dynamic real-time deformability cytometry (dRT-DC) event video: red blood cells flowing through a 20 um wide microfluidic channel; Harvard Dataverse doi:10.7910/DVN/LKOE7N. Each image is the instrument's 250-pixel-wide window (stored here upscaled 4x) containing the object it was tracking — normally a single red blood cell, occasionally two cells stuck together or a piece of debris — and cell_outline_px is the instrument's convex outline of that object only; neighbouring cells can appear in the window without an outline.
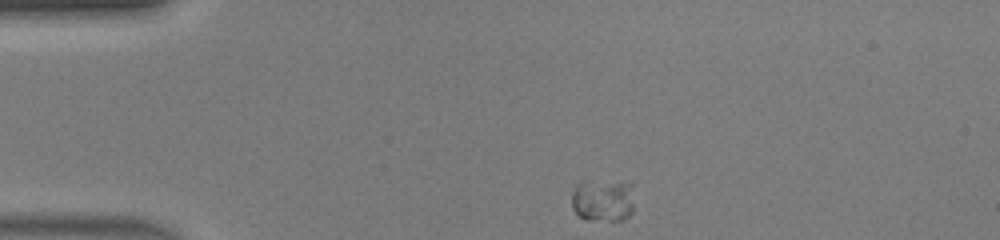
{"species": "human", "species_latin": "Homo sapiens", "temperature_condition": "warm", "stored_images_in_passage": 40, "camera_frame_rate_fps": 3000, "um_per_image_px": 0.085, "donor": {"sex": "male"}, "frame": {"image": 1, "passage_image": 1, "time_ms": 0.0, "image_size_px": [1000, 240], "cell_outline_px": [[632, 212], [624, 220], [588, 220], [580, 216], [572, 208], [572, 192], [576, 184], [584, 180], [632, 180]], "centroid_in_image_um": [51.26, 16.96], "position_along_channel_um": 33.7, "area_um2": 16.18}}
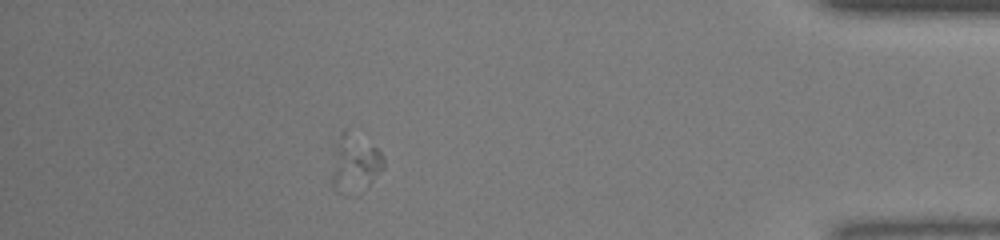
{"frame": {"image": 2, "passage_image": 35, "time_ms": 11.333, "image_size_px": [1000, 240], "cell_outline_px": [[384, 168], [368, 184], [344, 196], [332, 184], [332, 144], [340, 132], [344, 128], [376, 148], [384, 156]], "centroid_in_image_um": [30.09, 13.82], "position_along_channel_um": 405.1, "area_um2": 17.34}}